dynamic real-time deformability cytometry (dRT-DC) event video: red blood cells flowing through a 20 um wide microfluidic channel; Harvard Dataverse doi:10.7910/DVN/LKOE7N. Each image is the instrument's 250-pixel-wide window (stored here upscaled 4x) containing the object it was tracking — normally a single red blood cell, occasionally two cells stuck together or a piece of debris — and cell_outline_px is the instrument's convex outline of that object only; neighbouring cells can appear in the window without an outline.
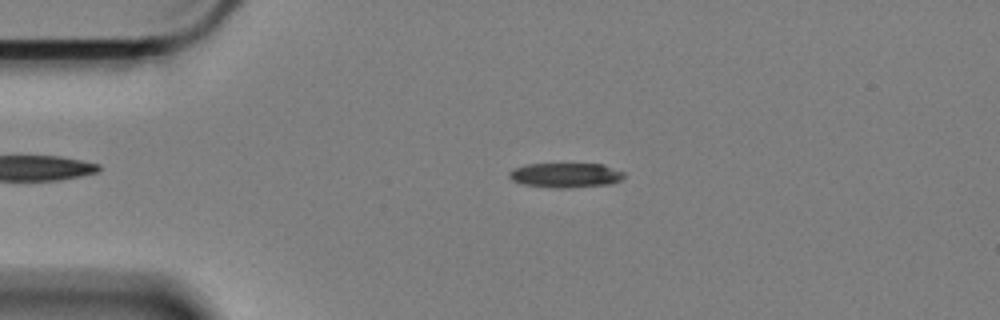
{"species": "Egyptian fruit bat (a non-hibernating species)", "species_latin": "Rousettus aegyptiacus", "temperature_condition": "cold", "stored_images_in_passage": 58, "camera_frame_rate_fps": 3000, "um_per_image_px": 0.085, "animal": {"sex": "female"}, "frame": {"image": 1, "passage_image": 12, "time_ms": 3.667, "image_size_px": [1000, 320], "cell_outline_px": [[624, 176], [620, 180], [612, 184], [568, 188], [552, 188], [524, 184], [512, 180], [508, 176], [508, 172], [512, 168], [524, 164], [604, 164], [624, 172]], "centroid_in_image_um": [48.06, 14.89], "position_along_channel_um": 36.9, "area_um2": 16.7}}
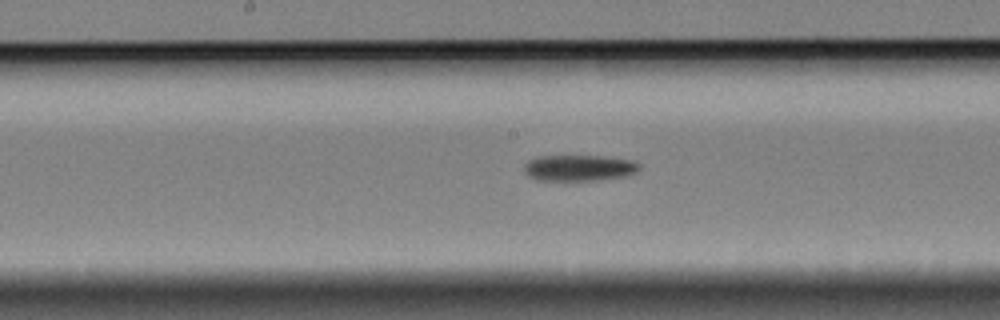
{"frame": {"image": 2, "passage_image": 29, "time_ms": 9.333, "image_size_px": [1000, 320], "cell_outline_px": [[640, 168], [636, 172], [628, 176], [600, 180], [536, 180], [528, 176], [524, 172], [524, 164], [528, 160], [540, 156], [600, 156], [632, 160], [640, 164]], "centroid_in_image_um": [49.22, 14.28], "position_along_channel_um": 199.0, "area_um2": 17.63}}
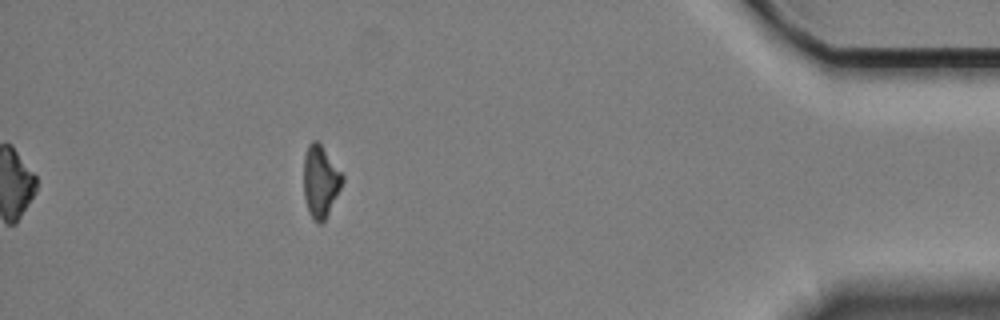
{"frame": {"image": 3, "passage_image": 52, "time_ms": 17.0, "image_size_px": [1000, 320], "cell_outline_px": [[344, 180], [324, 220], [320, 224], [316, 224], [308, 212], [304, 196], [304, 156], [308, 144], [312, 140], [316, 140], [320, 144], [344, 176]], "centroid_in_image_um": [27.21, 15.42], "position_along_channel_um": 408.0, "area_um2": 15.95}, "authors_computed_cell_mechanics": {"area_um2": 17.0221, "velocity_mm_per_s": 3.3879, "shape_relaxation_time_tau1_ms": 4.7578, "shape_relaxation_time_tau2_ms": null, "deformation_change_tau1": 0.116, "deformation_change_tau2": null}}